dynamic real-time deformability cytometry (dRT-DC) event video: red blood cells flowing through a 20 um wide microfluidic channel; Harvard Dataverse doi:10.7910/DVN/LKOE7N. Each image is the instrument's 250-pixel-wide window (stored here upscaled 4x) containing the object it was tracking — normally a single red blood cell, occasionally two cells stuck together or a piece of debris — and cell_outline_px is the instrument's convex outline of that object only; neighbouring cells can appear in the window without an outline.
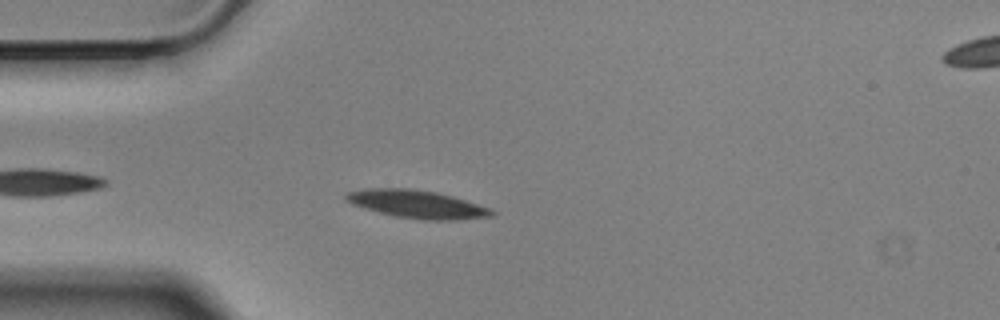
{"species": "Egyptian fruit bat (a non-hibernating species)", "species_latin": "Rousettus aegyptiacus", "temperature_condition": "cold", "stored_images_in_passage": 18, "camera_frame_rate_fps": 3000, "um_per_image_px": 0.085, "animal": {"sex": "male"}, "frame": {"image": 1, "passage_image": 5, "time_ms": 1.333, "image_size_px": [1000, 320], "cell_outline_px": [[496, 212], [492, 216], [456, 220], [424, 220], [392, 216], [364, 208], [352, 204], [344, 200], [344, 196], [348, 192], [368, 188], [408, 188], [436, 192], [452, 196], [492, 208]], "centroid_in_image_um": [35.45, 17.36], "position_along_channel_um": 49.6, "area_um2": 23.87}}
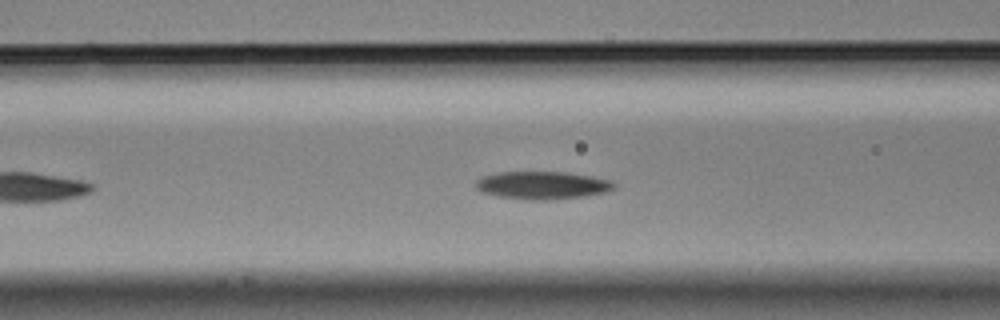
{"frame": {"image": 2, "passage_image": 12, "time_ms": 3.667, "image_size_px": [1000, 320], "cell_outline_px": [[616, 184], [612, 188], [604, 192], [584, 196], [544, 200], [536, 200], [496, 196], [484, 192], [476, 188], [476, 180], [484, 176], [496, 172], [564, 172], [592, 176], [612, 180]], "centroid_in_image_um": [46.09, 15.73], "position_along_channel_um": 120.5, "area_um2": 22.14}}
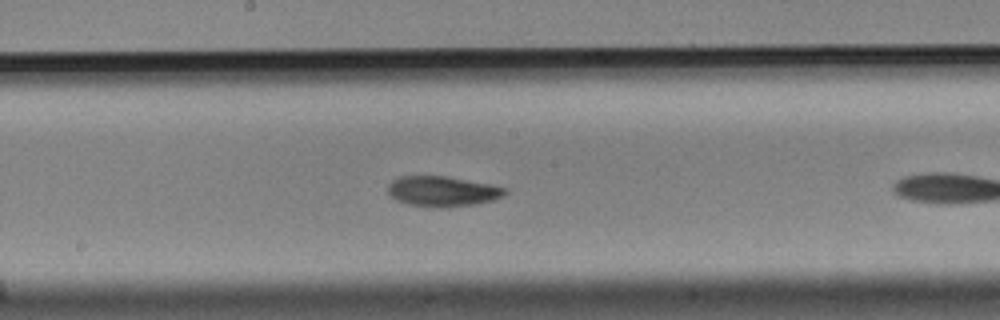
{"frame": {"image": 3, "passage_image": 16, "time_ms": 5.0, "image_size_px": [1000, 320], "cell_outline_px": [[508, 192], [504, 196], [492, 200], [476, 204], [448, 208], [436, 208], [408, 204], [396, 200], [388, 192], [388, 184], [392, 180], [400, 176], [448, 176], [488, 184], [504, 188]], "centroid_in_image_um": [37.59, 16.27], "position_along_channel_um": 210.6, "area_um2": 20.75}}